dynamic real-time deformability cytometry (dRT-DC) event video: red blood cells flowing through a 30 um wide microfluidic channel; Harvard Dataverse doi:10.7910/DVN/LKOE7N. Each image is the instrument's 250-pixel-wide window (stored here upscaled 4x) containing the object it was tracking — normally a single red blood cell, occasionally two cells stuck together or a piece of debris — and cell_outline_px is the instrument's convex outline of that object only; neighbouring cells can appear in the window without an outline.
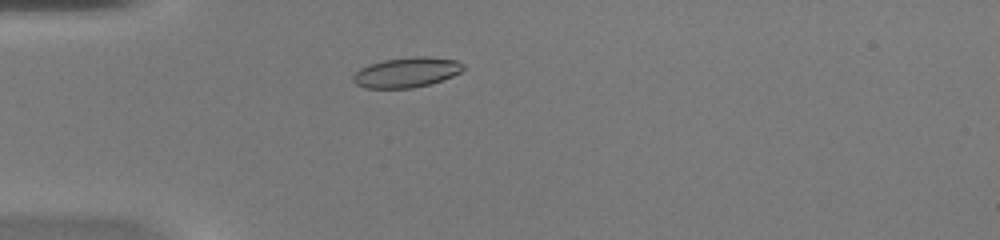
{"species": "common noctule bat (a hibernating species)", "species_latin": "Nyctalus noctula", "temperature_condition": "warm", "stored_images_in_passage": 44, "camera_frame_rate_fps": 3000, "um_per_image_px": 0.085, "animal": {"sex": "female", "body_mass_g": 20.0, "forearm_length_mm": 54.0}, "frame": {"image": 1, "passage_image": 9, "time_ms": 2.667, "image_size_px": [1000, 240], "cell_outline_px": [[464, 68], [460, 72], [452, 76], [432, 84], [412, 88], [364, 88], [356, 84], [352, 80], [352, 76], [360, 68], [368, 64], [384, 60], [416, 56], [424, 56], [456, 60], [464, 64]], "centroid_in_image_um": [34.55, 6.16], "position_along_channel_um": 50.5, "area_um2": 19.36}}
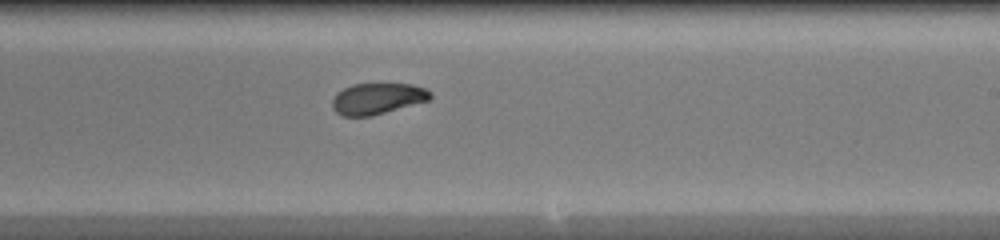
{"frame": {"image": 2, "passage_image": 25, "time_ms": 8.0, "image_size_px": [1000, 240], "cell_outline_px": [[432, 96], [428, 100], [372, 116], [344, 116], [336, 112], [332, 108], [332, 100], [336, 92], [352, 84], [412, 84], [424, 88], [432, 92]], "centroid_in_image_um": [32.05, 8.38], "position_along_channel_um": 256.9, "area_um2": 17.74}}
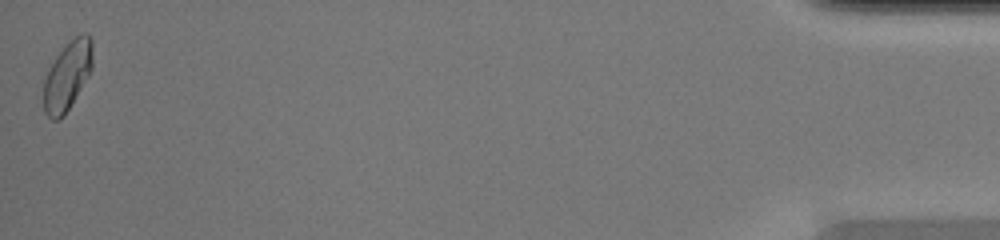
{"frame": {"image": 3, "passage_image": 44, "time_ms": 14.333, "image_size_px": [1000, 240], "cell_outline_px": [[92, 68], [64, 116], [60, 120], [52, 120], [44, 112], [44, 80], [56, 56], [76, 36], [84, 32], [88, 32], [92, 40]], "centroid_in_image_um": [5.73, 6.45], "position_along_channel_um": 429.5, "area_um2": 19.19}, "authors_computed_cell_mechanics": {"area_um2": 18.6983, "velocity_mm_per_s": 4.1841, "shape_relaxation_time_tau1_ms": 2.9664, "shape_relaxation_time_tau2_ms": 1.7725, "deformation_change_tau1": 0.1512, "deformation_change_tau2": 0.0717}}